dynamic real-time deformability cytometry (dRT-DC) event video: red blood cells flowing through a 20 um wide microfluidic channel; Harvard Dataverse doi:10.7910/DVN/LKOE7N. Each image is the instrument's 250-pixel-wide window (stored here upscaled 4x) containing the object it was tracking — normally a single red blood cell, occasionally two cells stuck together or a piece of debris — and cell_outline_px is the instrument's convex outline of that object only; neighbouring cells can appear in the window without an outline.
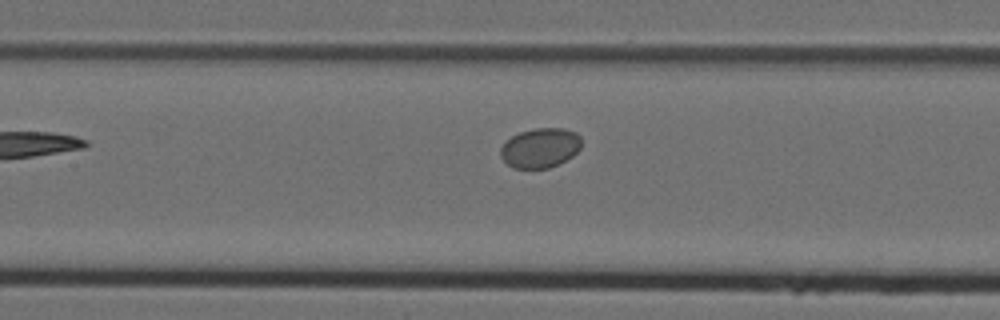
{"species": "Egyptian fruit bat (a non-hibernating species)", "species_latin": "Rousettus aegyptiacus", "temperature_condition": "cold", "stored_images_in_passage": 7, "camera_frame_rate_fps": 3000, "um_per_image_px": 0.085, "animal": {"sex": "female"}, "frame": {"image": 1, "passage_image": 7, "time_ms": 2.0, "image_size_px": [1000, 320], "cell_outline_px": [[580, 148], [572, 156], [548, 168], [512, 168], [500, 156], [500, 148], [512, 136], [520, 132], [536, 128], [564, 128], [576, 132], [580, 136]], "centroid_in_image_um": [45.91, 12.56], "position_along_channel_um": 161.5, "area_um2": 18.5}}